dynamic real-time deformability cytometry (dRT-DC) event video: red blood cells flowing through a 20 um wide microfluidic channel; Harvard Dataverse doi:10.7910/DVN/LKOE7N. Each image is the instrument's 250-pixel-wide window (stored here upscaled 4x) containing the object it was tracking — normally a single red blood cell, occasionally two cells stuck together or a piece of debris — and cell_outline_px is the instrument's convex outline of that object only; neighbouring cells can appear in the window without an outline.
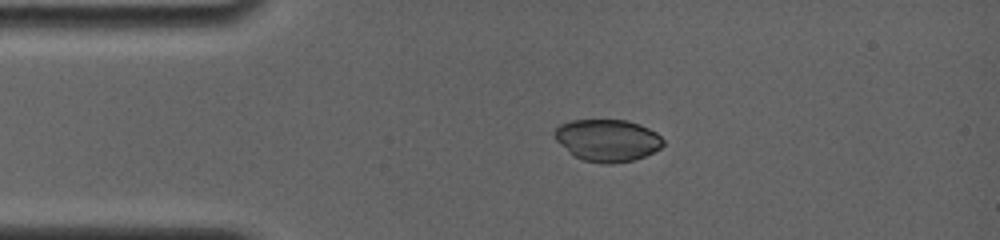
{"species": "common noctule bat (a hibernating species)", "species_latin": "Nyctalus noctula", "temperature_condition": "room temperature", "stored_images_in_passage": 11, "camera_frame_rate_fps": 4000, "um_per_image_px": 0.085, "animal": {"sex": "female", "body_mass_g": 19.0, "forearm_length_mm": 56.7}, "frame": {"image": 1, "passage_image": 1, "time_ms": 0.0, "image_size_px": [1000, 240], "cell_outline_px": [[664, 144], [660, 148], [644, 156], [632, 160], [612, 164], [604, 164], [584, 160], [568, 152], [556, 140], [552, 132], [560, 124], [572, 120], [624, 120], [640, 124], [656, 132], [664, 140]], "centroid_in_image_um": [51.62, 11.92], "position_along_channel_um": 33.4, "area_um2": 26.59}}
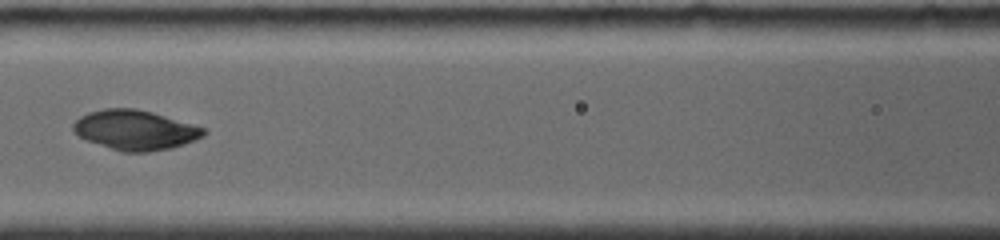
{"frame": {"image": 2, "passage_image": 7, "time_ms": 4.0, "image_size_px": [1000, 240], "cell_outline_px": [[208, 132], [204, 136], [184, 144], [172, 148], [148, 152], [120, 152], [88, 140], [80, 136], [72, 128], [72, 124], [80, 116], [88, 112], [104, 108], [136, 108], [152, 112], [208, 128]], "centroid_in_image_um": [11.53, 11.05], "position_along_channel_um": 155.1, "area_um2": 30.4}}
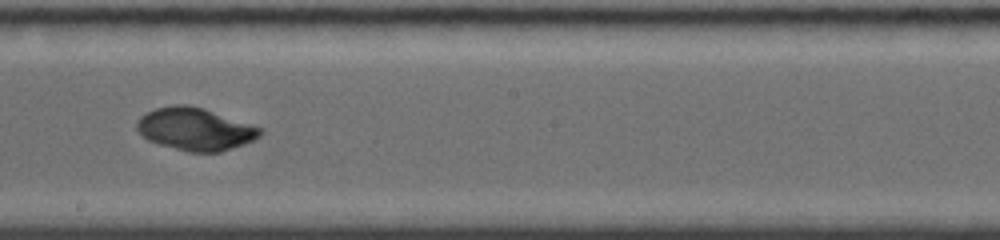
{"frame": {"image": 3, "passage_image": 10, "time_ms": 6.0, "image_size_px": [1000, 240], "cell_outline_px": [[264, 132], [260, 136], [244, 144], [220, 152], [188, 152], [160, 144], [148, 140], [136, 128], [136, 124], [140, 116], [156, 108], [172, 104], [184, 104], [204, 108], [260, 128]], "centroid_in_image_um": [16.57, 10.97], "position_along_channel_um": 231.6, "area_um2": 30.23}}